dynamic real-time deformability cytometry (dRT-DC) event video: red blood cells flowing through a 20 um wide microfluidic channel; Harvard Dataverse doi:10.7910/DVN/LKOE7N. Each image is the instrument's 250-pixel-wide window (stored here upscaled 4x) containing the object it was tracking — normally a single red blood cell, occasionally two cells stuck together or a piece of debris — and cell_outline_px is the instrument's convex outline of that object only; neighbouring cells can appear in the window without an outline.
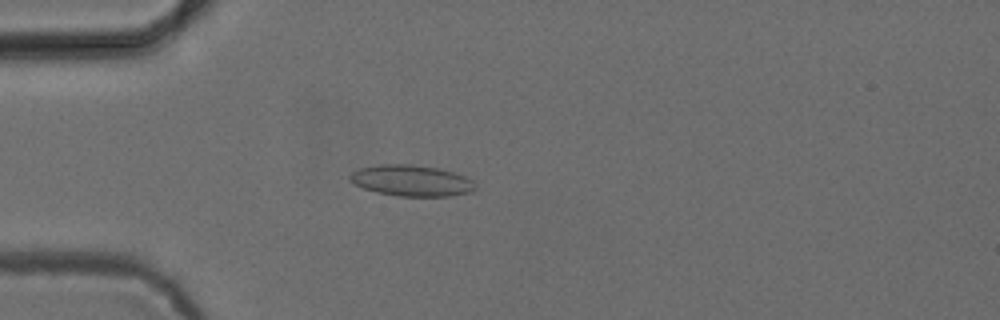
{"species": "common noctule bat (a hibernating species)", "species_latin": "Nyctalus noctula", "temperature_condition": "cold", "stored_images_in_passage": 53, "camera_frame_rate_fps": 3000, "um_per_image_px": 0.085, "animal": {"sex": "female", "body_mass_g": 24.6, "forearm_length_mm": 56.2}, "frame": {"image": 1, "passage_image": 15, "time_ms": 4.667, "image_size_px": [1000, 320], "cell_outline_px": [[476, 188], [472, 192], [448, 196], [400, 196], [376, 192], [364, 188], [348, 180], [348, 176], [352, 172], [360, 168], [380, 164], [412, 164], [440, 168], [464, 176], [472, 180]], "centroid_in_image_um": [34.97, 15.34], "position_along_channel_um": 50.0, "area_um2": 22.72}}
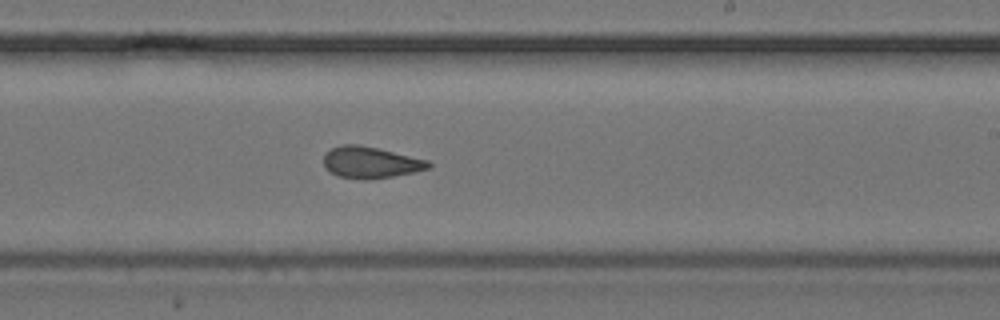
{"frame": {"image": 2, "passage_image": 32, "time_ms": 10.333, "image_size_px": [1000, 320], "cell_outline_px": [[432, 168], [392, 176], [368, 180], [364, 180], [336, 176], [324, 168], [324, 156], [332, 148], [344, 144], [360, 144], [428, 160], [432, 164]], "centroid_in_image_um": [31.49, 13.81], "position_along_channel_um": 257.5, "area_um2": 19.25}}
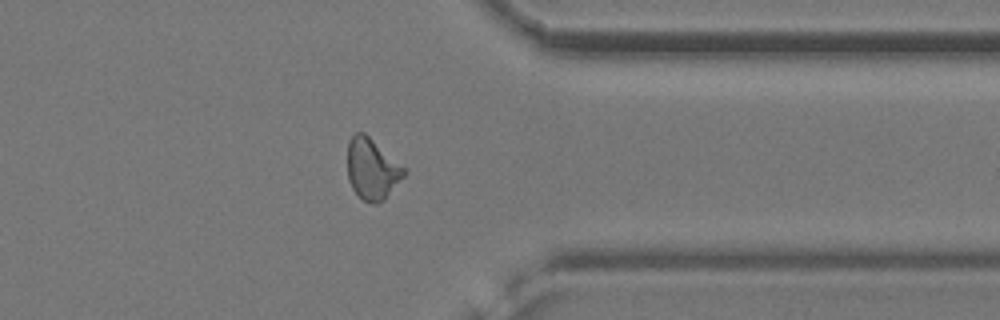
{"frame": {"image": 3, "passage_image": 42, "time_ms": 13.667, "image_size_px": [1000, 320], "cell_outline_px": [[408, 172], [384, 200], [376, 204], [372, 204], [364, 200], [352, 188], [348, 180], [348, 140], [356, 132], [364, 132], [404, 168]], "centroid_in_image_um": [31.61, 14.38], "position_along_channel_um": 379.8, "area_um2": 19.88}, "authors_computed_cell_mechanics": {"area_um2": 19.652, "velocity_mm_per_s": 3.8968, "shape_relaxation_time_tau1_ms": null, "shape_relaxation_time_tau2_ms": 2.0787, "deformation_change_tau1": null, "deformation_change_tau2": 0.1004}}